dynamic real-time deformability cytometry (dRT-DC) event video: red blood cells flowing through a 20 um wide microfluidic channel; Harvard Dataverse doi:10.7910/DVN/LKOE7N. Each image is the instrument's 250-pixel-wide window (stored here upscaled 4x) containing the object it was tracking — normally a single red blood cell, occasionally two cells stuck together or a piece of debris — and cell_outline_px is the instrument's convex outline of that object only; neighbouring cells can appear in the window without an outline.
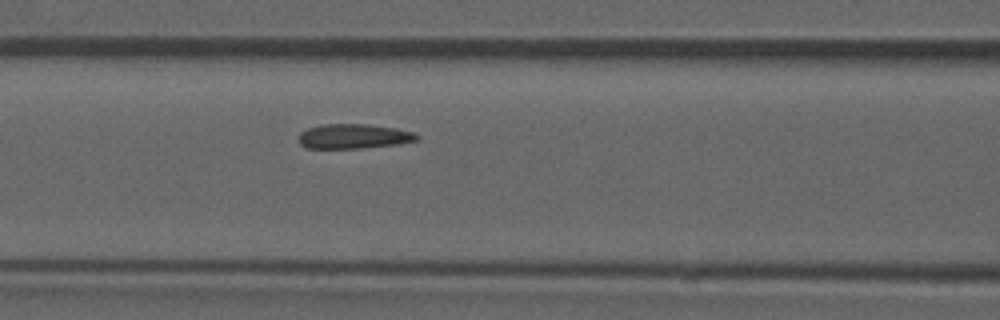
{"species": "common noctule bat (a hibernating species)", "species_latin": "Nyctalus noctula", "temperature_condition": "room temperature", "stored_images_in_passage": 38, "camera_frame_rate_fps": 3000, "um_per_image_px": 0.085, "animal": {"sex": "male", "forearm_length_mm": 52.5}, "frame": {"image": 1, "passage_image": 17, "time_ms": 5.333, "image_size_px": [1000, 320], "cell_outline_px": [[420, 136], [416, 140], [400, 144], [360, 148], [308, 148], [300, 144], [300, 132], [308, 128], [320, 124], [368, 124], [396, 128], [416, 132]], "centroid_in_image_um": [30.1, 11.58], "position_along_channel_um": 136.5, "area_um2": 17.05}}